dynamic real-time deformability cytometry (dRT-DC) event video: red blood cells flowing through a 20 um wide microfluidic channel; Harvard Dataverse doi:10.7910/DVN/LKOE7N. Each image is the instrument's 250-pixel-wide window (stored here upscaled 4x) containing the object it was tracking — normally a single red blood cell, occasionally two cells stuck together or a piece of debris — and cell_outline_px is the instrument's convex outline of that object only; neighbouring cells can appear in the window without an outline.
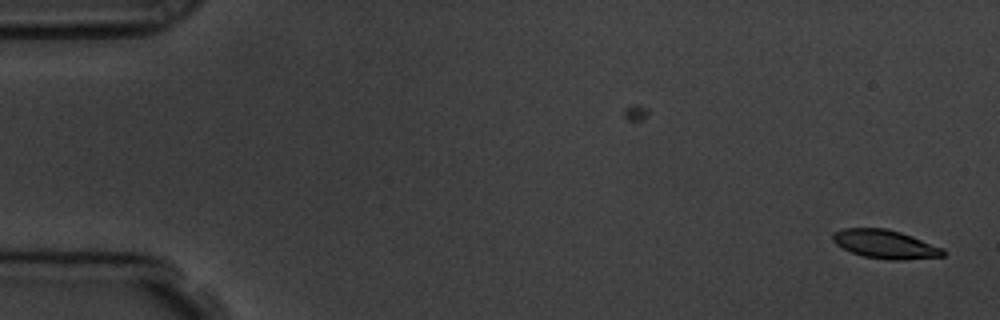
{"species": "common noctule bat (a hibernating species)", "species_latin": "Nyctalus noctula", "temperature_condition": "room temperature", "stored_images_in_passage": 53, "camera_frame_rate_fps": 3000, "um_per_image_px": 0.085, "animal": {"sex": "male", "body_mass_g": 19.5, "forearm_length_mm": 54.6}, "frame": {"image": 1, "passage_image": 1, "time_ms": 0.0, "image_size_px": [1000, 320], "cell_outline_px": [[948, 252], [944, 256], [904, 260], [888, 260], [864, 256], [852, 252], [836, 244], [832, 240], [832, 232], [844, 228], [884, 228], [900, 232], [912, 236], [944, 248]], "centroid_in_image_um": [75.27, 20.76], "position_along_channel_um": 9.7, "area_um2": 18.5}}
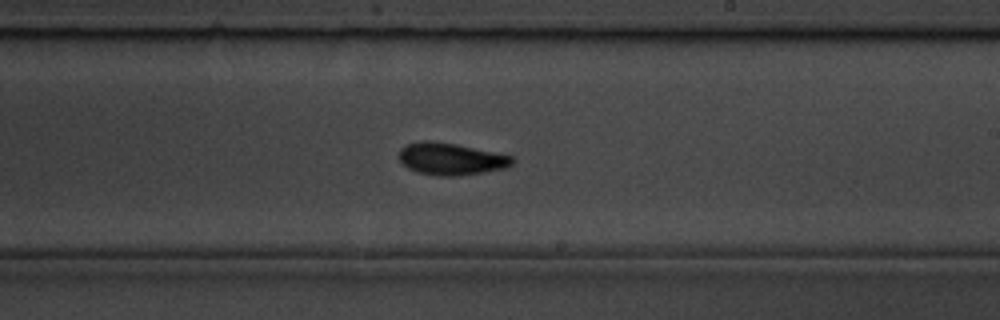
{"frame": {"image": 2, "passage_image": 31, "time_ms": 10.0, "image_size_px": [1000, 320], "cell_outline_px": [[516, 160], [508, 168], [460, 176], [440, 176], [416, 172], [408, 168], [396, 156], [400, 148], [408, 144], [424, 140], [428, 140], [456, 144], [512, 156]], "centroid_in_image_um": [38.32, 13.52], "position_along_channel_um": 250.7, "area_um2": 21.33}}
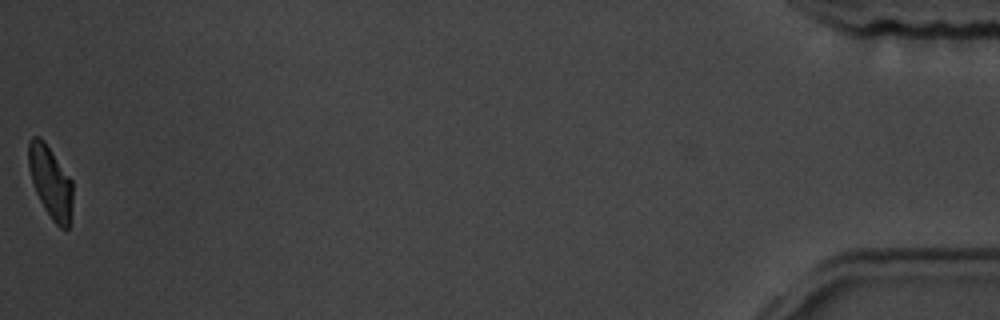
{"frame": {"image": 3, "passage_image": 53, "time_ms": 17.333, "image_size_px": [1000, 320], "cell_outline_px": [[72, 204], [68, 228], [60, 228], [52, 220], [44, 208], [36, 192], [32, 180], [28, 164], [28, 140], [32, 136], [40, 136], [44, 140], [72, 180]], "centroid_in_image_um": [4.28, 15.43], "position_along_channel_um": 430.9, "area_um2": 18.44}, "authors_computed_cell_mechanics": {"area_um2": 19.8254, "velocity_mm_per_s": 3.8099, "shape_relaxation_time_tau1_ms": 2.6742, "shape_relaxation_time_tau2_ms": 1.6341, "deformation_change_tau1": 0.1347, "deformation_change_tau2": 0.0761}}